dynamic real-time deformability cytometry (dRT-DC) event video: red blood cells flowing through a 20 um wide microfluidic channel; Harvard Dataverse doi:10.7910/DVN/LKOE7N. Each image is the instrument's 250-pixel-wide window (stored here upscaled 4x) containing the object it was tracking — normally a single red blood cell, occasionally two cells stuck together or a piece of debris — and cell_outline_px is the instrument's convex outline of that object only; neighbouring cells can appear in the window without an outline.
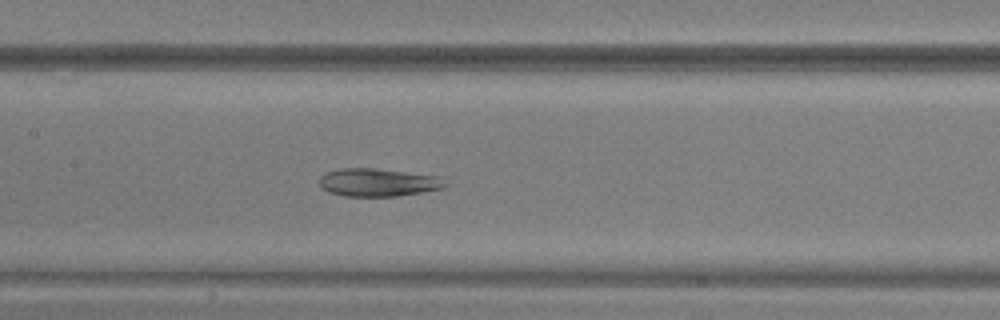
{"species": "common noctule bat (a hibernating species)", "species_latin": "Nyctalus noctula", "temperature_condition": "warm", "stored_images_in_passage": 14, "camera_frame_rate_fps": 3000, "um_per_image_px": 0.085, "animal": {"sex": "male", "body_mass_g": 20.5, "forearm_length_mm": 52.5}, "frame": {"image": 1, "passage_image": 10, "time_ms": 3.0, "image_size_px": [1000, 320], "cell_outline_px": [[448, 184], [444, 188], [424, 192], [396, 196], [344, 196], [328, 192], [320, 188], [320, 176], [328, 172], [340, 168], [372, 168], [408, 172], [436, 176]], "centroid_in_image_um": [32.11, 15.51], "position_along_channel_um": 175.3, "area_um2": 20.46}}
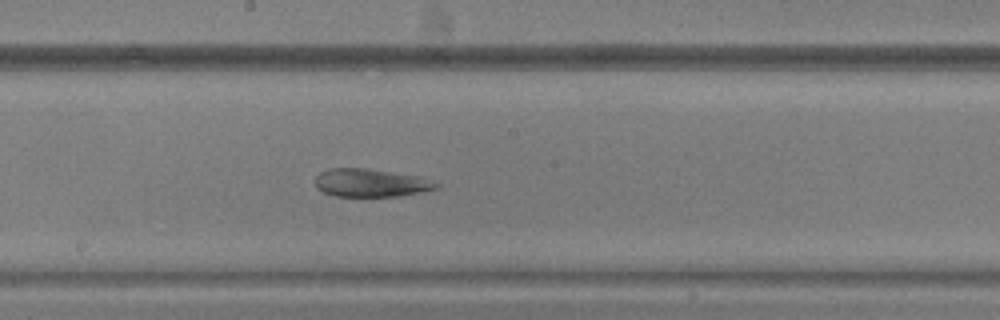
{"frame": {"image": 2, "passage_image": 13, "time_ms": 4.0, "image_size_px": [1000, 320], "cell_outline_px": [[440, 188], [400, 196], [336, 196], [324, 192], [316, 188], [316, 176], [320, 172], [328, 168], [368, 168], [420, 176], [440, 184]], "centroid_in_image_um": [31.53, 15.53], "position_along_channel_um": 216.7, "area_um2": 19.88}}